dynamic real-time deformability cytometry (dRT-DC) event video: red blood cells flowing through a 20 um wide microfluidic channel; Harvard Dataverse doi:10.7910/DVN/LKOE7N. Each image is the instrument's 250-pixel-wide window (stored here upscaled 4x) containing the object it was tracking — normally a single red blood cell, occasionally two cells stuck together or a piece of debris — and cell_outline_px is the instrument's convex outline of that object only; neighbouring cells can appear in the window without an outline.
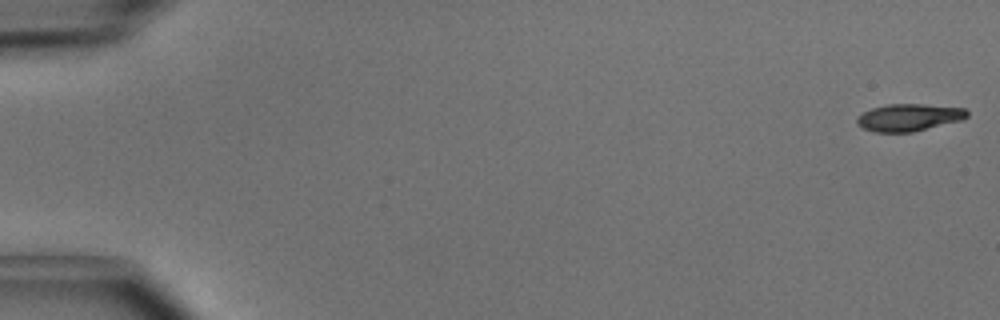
{"species": "common noctule bat (a hibernating species)", "species_latin": "Nyctalus noctula", "temperature_condition": "cold", "stored_images_in_passage": 16, "camera_frame_rate_fps": 3000, "um_per_image_px": 0.085, "animal": {"sex": "male", "body_mass_g": 15.6}, "frame": {"image": 1, "passage_image": 1, "time_ms": 0.0, "image_size_px": [1000, 320], "cell_outline_px": [[968, 116], [964, 120], [912, 132], [876, 132], [864, 128], [856, 124], [856, 116], [872, 108], [888, 104], [924, 104], [964, 108], [968, 112]], "centroid_in_image_um": [77.27, 9.98], "position_along_channel_um": 7.7, "area_um2": 17.57}}
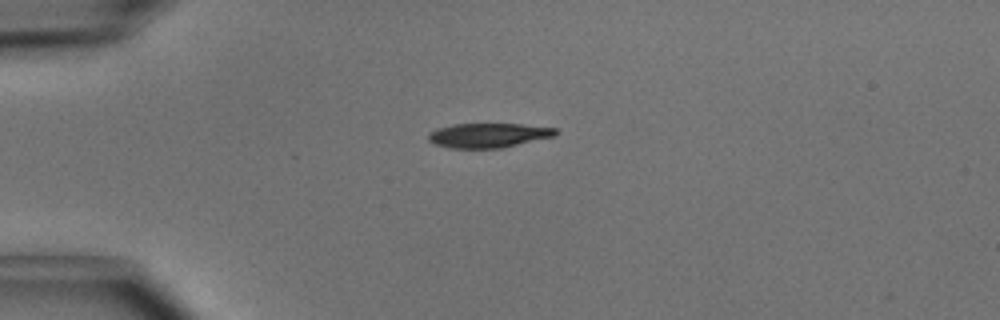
{"frame": {"image": 2, "passage_image": 13, "time_ms": 4.0, "image_size_px": [1000, 320], "cell_outline_px": [[556, 136], [504, 148], [448, 148], [436, 144], [428, 140], [428, 132], [436, 128], [452, 124], [520, 124], [556, 128]], "centroid_in_image_um": [41.5, 11.5], "position_along_channel_um": 43.5, "area_um2": 18.32}}